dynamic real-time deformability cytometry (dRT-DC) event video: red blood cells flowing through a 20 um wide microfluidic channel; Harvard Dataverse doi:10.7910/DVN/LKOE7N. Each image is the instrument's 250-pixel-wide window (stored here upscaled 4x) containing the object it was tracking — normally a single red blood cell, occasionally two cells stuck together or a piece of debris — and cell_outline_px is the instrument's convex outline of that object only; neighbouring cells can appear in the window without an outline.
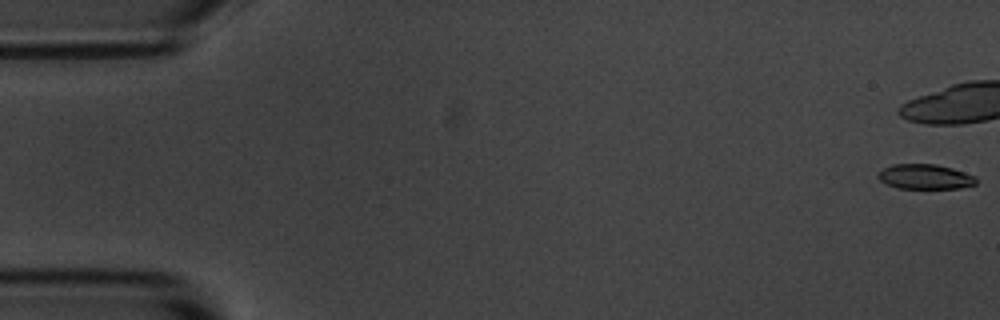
{"species": "common noctule bat (a hibernating species)", "species_latin": "Nyctalus noctula", "temperature_condition": "room temperature", "stored_images_in_passage": 13, "camera_frame_rate_fps": 3000, "um_per_image_px": 0.085, "animal": {"sex": "male", "body_mass_g": 20.1, "forearm_length_mm": 53.5}, "frame": {"image": 1, "passage_image": 1, "time_ms": 0.0, "image_size_px": [1000, 320], "cell_outline_px": [[976, 184], [960, 188], [896, 188], [880, 180], [876, 176], [884, 168], [892, 164], [936, 164], [952, 168], [976, 176]], "centroid_in_image_um": [78.64, 15.01], "position_along_channel_um": 6.4, "area_um2": 14.16}}